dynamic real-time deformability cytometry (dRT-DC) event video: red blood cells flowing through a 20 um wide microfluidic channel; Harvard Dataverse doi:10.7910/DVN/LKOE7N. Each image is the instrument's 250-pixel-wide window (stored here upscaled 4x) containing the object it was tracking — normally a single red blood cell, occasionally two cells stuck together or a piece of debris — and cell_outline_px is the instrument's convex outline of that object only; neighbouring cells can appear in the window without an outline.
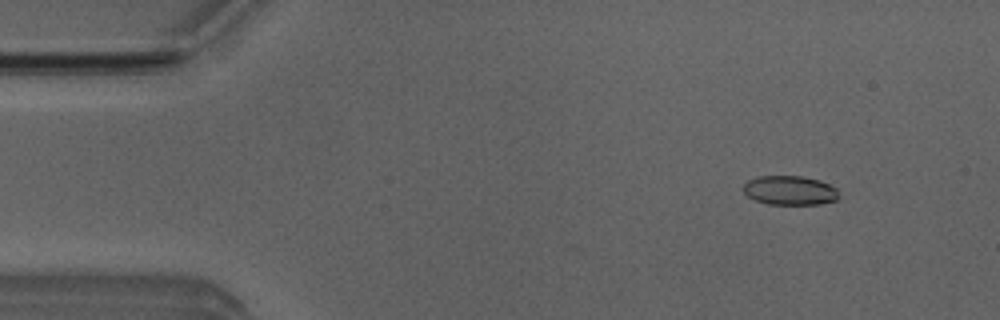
{"species": "Egyptian fruit bat (a non-hibernating species)", "species_latin": "Rousettus aegyptiacus", "temperature_condition": "room temperature", "stored_images_in_passage": 42, "camera_frame_rate_fps": 3000, "um_per_image_px": 0.085, "animal": {"sex": "male"}, "frame": {"image": 1, "passage_image": 6, "time_ms": 1.667, "image_size_px": [1000, 320], "cell_outline_px": [[840, 196], [836, 200], [820, 204], [768, 204], [756, 200], [748, 196], [744, 192], [744, 184], [748, 180], [756, 176], [800, 176], [820, 180], [836, 188]], "centroid_in_image_um": [67.15, 16.18], "position_along_channel_um": 17.9, "area_um2": 16.24}}
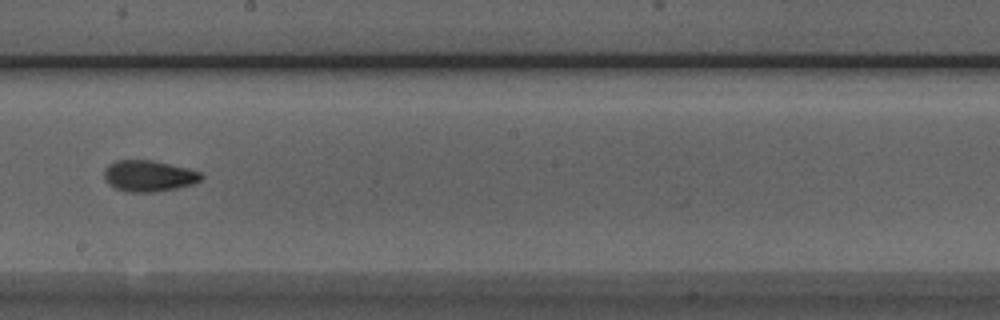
{"frame": {"image": 2, "passage_image": 29, "time_ms": 9.333, "image_size_px": [1000, 320], "cell_outline_px": [[204, 176], [200, 180], [192, 184], [176, 188], [152, 192], [128, 192], [116, 188], [108, 184], [104, 180], [104, 168], [108, 164], [116, 160], [152, 160], [188, 168], [200, 172]], "centroid_in_image_um": [12.61, 14.94], "position_along_channel_um": 235.6, "area_um2": 17.69}}
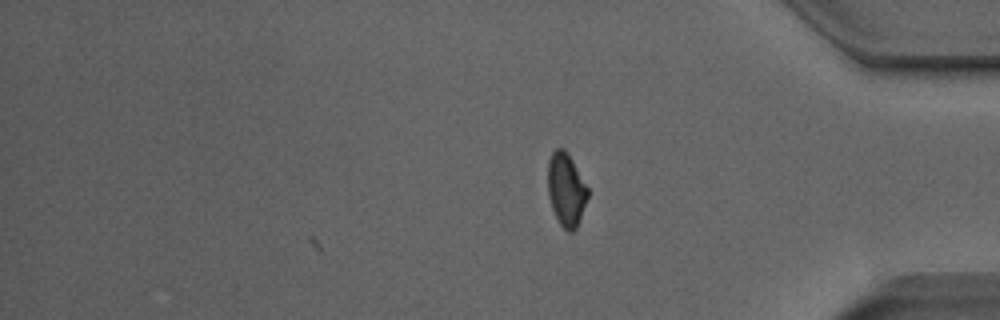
{"frame": {"image": 3, "passage_image": 42, "time_ms": 13.667, "image_size_px": [1000, 320], "cell_outline_px": [[588, 196], [576, 228], [572, 232], [568, 232], [560, 224], [552, 208], [548, 196], [548, 160], [552, 152], [556, 148], [564, 148], [568, 152], [588, 188]], "centroid_in_image_um": [48.11, 16.08], "position_along_channel_um": 387.1, "area_um2": 16.94}, "authors_computed_cell_mechanics": {"area_um2": 17.1088, "velocity_mm_per_s": 3.9916, "shape_relaxation_time_tau1_ms": 4.3607, "shape_relaxation_time_tau2_ms": 2.355, "deformation_change_tau1": 0.1167, "deformation_change_tau2": 0.0829}}